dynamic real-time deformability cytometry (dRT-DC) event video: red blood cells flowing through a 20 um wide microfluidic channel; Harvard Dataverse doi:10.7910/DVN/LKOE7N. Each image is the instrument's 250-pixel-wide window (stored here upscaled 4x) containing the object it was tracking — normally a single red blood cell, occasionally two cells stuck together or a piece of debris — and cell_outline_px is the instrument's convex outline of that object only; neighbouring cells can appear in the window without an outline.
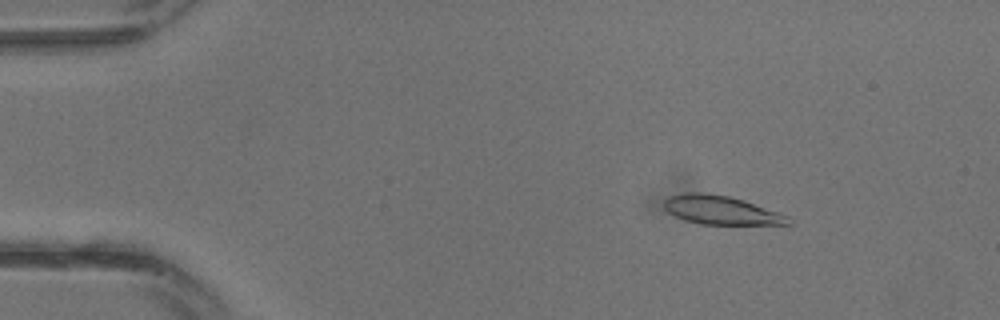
{"species": "common noctule bat (a hibernating species)", "species_latin": "Nyctalus noctula", "temperature_condition": "warm", "stored_images_in_passage": 30, "camera_frame_rate_fps": 3000, "um_per_image_px": 0.085, "animal": {"sex": "male", "body_mass_g": 13.3}, "frame": {"image": 1, "passage_image": 4, "time_ms": 1.0, "image_size_px": [1000, 320], "cell_outline_px": [[792, 224], [700, 224], [684, 220], [668, 212], [664, 208], [664, 200], [668, 196], [684, 192], [704, 192], [728, 196], [744, 200], [788, 216], [792, 220]], "centroid_in_image_um": [61.24, 17.85], "position_along_channel_um": 23.8, "area_um2": 20.75}}
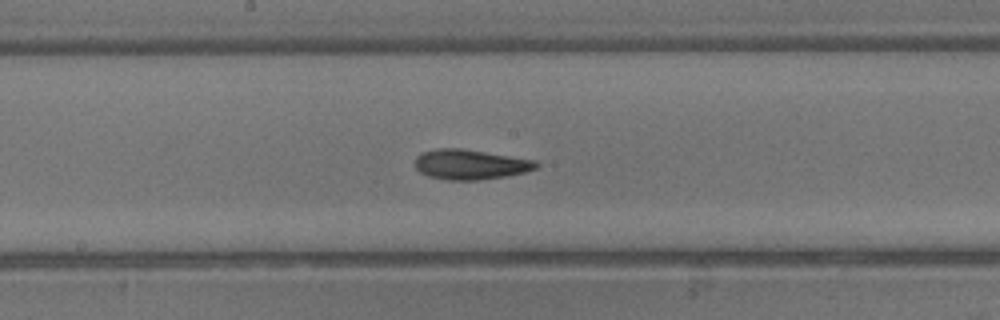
{"frame": {"image": 2, "passage_image": 16, "time_ms": 5.0, "image_size_px": [1000, 320], "cell_outline_px": [[540, 164], [536, 168], [524, 172], [504, 176], [480, 180], [444, 180], [428, 176], [420, 172], [416, 168], [416, 156], [420, 152], [436, 148], [460, 148], [536, 160]], "centroid_in_image_um": [39.95, 13.97], "position_along_channel_um": 208.3, "area_um2": 21.21}}
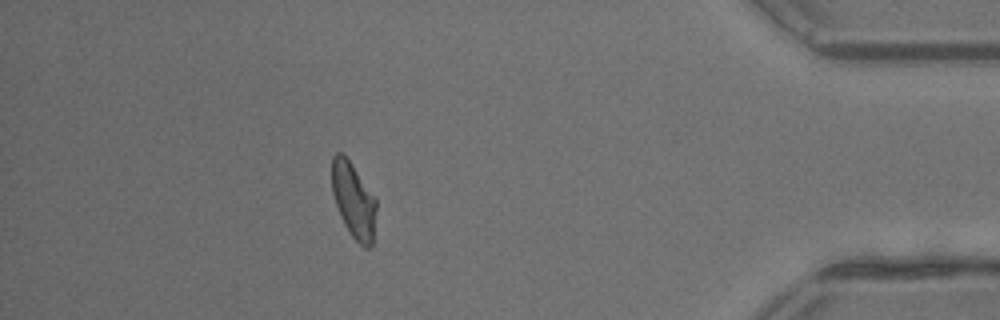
{"frame": {"image": 3, "passage_image": 27, "time_ms": 8.667, "image_size_px": [1000, 320], "cell_outline_px": [[376, 208], [372, 244], [368, 248], [364, 248], [352, 236], [344, 224], [340, 216], [332, 192], [332, 156], [336, 152], [340, 152], [348, 160], [376, 196]], "centroid_in_image_um": [30.06, 17.03], "position_along_channel_um": 405.1, "area_um2": 19.36}}